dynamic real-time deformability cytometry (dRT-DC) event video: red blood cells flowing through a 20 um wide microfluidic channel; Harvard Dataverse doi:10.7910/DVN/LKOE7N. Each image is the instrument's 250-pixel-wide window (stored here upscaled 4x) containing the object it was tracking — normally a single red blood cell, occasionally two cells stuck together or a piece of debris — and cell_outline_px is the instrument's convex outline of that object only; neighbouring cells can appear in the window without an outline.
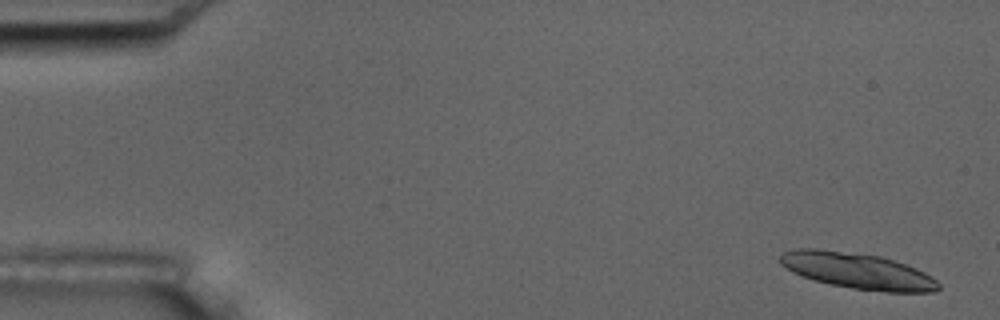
{"species": "common noctule bat (a hibernating species)", "species_latin": "Nyctalus noctula", "temperature_condition": "room temperature", "stored_images_in_passage": 7, "camera_frame_rate_fps": 3000, "um_per_image_px": 0.085, "animal": {"sex": "male", "body_mass_g": 17.5, "forearm_length_mm": 52.3}, "frame": {"image": 1, "passage_image": 1, "time_ms": 0.0, "image_size_px": [1000, 320], "cell_outline_px": [[940, 288], [936, 292], [884, 292], [852, 288], [812, 280], [792, 272], [780, 264], [780, 256], [784, 252], [796, 248], [816, 248], [880, 256], [916, 268], [924, 272], [936, 280], [940, 284]], "centroid_in_image_um": [72.88, 23.03], "position_along_channel_um": 12.1, "area_um2": 33.12}}
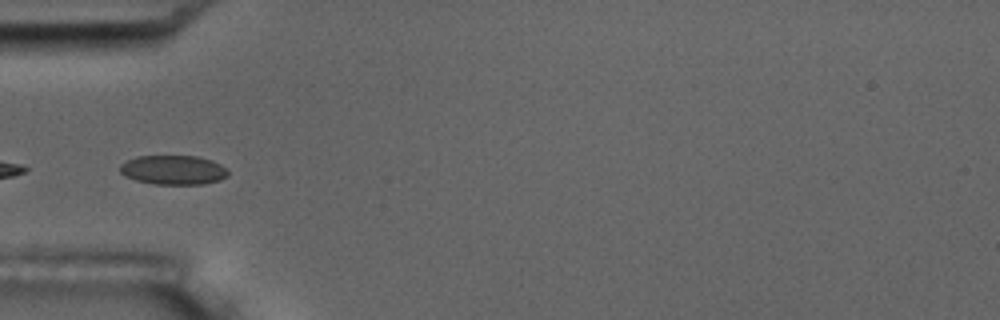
{"frame": {"image": 2, "passage_image": 5, "time_ms": 5.333, "image_size_px": [1000, 320], "cell_outline_px": [[228, 176], [220, 180], [204, 184], [156, 184], [136, 180], [124, 176], [120, 172], [120, 164], [136, 156], [196, 156], [212, 160], [220, 164], [228, 172]], "centroid_in_image_um": [14.72, 14.44], "position_along_channel_um": 70.3, "area_um2": 18.44}}